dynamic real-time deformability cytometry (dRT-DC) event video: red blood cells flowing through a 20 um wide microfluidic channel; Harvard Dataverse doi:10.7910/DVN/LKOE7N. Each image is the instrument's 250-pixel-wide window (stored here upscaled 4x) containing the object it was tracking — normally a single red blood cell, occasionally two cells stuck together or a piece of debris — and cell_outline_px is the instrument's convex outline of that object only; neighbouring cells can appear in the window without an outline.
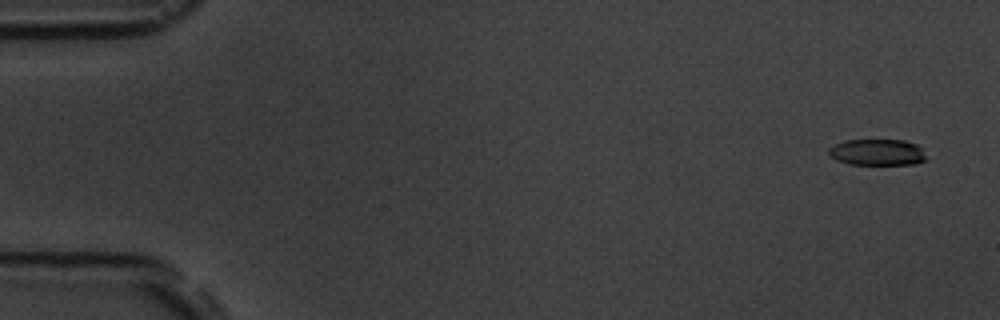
{"species": "common noctule bat (a hibernating species)", "species_latin": "Nyctalus noctula", "temperature_condition": "room temperature", "stored_images_in_passage": 3, "camera_frame_rate_fps": 3000, "um_per_image_px": 0.085, "animal": {"sex": "male", "body_mass_g": 19.5, "forearm_length_mm": 54.6}, "frame": {"image": 1, "passage_image": 1, "time_ms": 0.0, "image_size_px": [1000, 320], "cell_outline_px": [[928, 160], [916, 164], [848, 164], [836, 160], [828, 156], [828, 148], [844, 140], [904, 140], [916, 144], [920, 148]], "centroid_in_image_um": [74.54, 12.95], "position_along_channel_um": 10.5, "area_um2": 15.03}}